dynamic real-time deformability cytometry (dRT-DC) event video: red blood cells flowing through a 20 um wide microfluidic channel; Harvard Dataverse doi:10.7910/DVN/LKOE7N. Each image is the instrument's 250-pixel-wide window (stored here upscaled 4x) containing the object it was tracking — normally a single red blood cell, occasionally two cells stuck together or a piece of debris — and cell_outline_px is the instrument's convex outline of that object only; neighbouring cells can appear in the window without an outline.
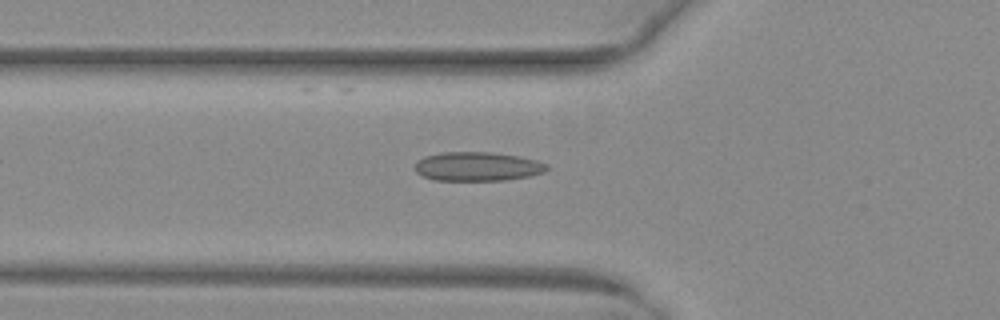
{"species": "common noctule bat (a hibernating species)", "species_latin": "Nyctalus noctula", "temperature_condition": "warm", "stored_images_in_passage": 30, "camera_frame_rate_fps": 3000, "um_per_image_px": 0.085, "animal": {"sex": "female", "body_mass_g": 29.2, "forearm_length_mm": 56.3}, "frame": {"image": 1, "passage_image": 9, "time_ms": 2.667, "image_size_px": [1000, 320], "cell_outline_px": [[548, 168], [544, 172], [528, 176], [508, 180], [436, 180], [424, 176], [416, 172], [416, 160], [424, 156], [440, 152], [492, 152], [516, 156], [536, 160], [548, 164]], "centroid_in_image_um": [40.57, 14.14], "position_along_channel_um": 85.2, "area_um2": 22.25}}
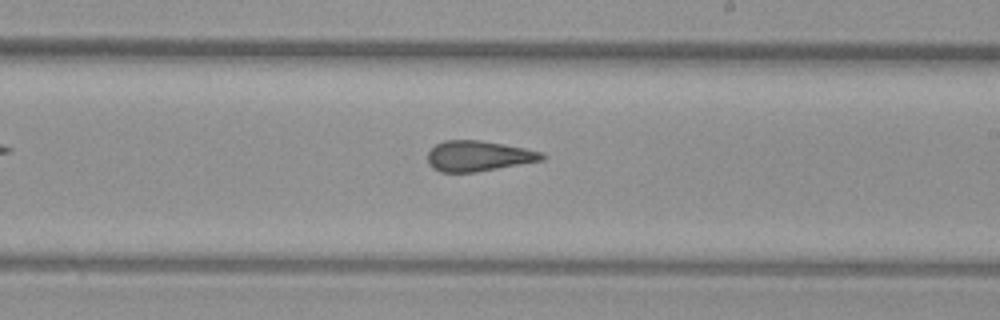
{"frame": {"image": 2, "passage_image": 21, "time_ms": 6.667, "image_size_px": [1000, 320], "cell_outline_px": [[544, 160], [476, 172], [440, 172], [432, 168], [428, 164], [428, 152], [436, 144], [444, 140], [480, 140], [504, 144], [544, 152]], "centroid_in_image_um": [40.66, 13.26], "position_along_channel_um": 248.3, "area_um2": 20.35}}
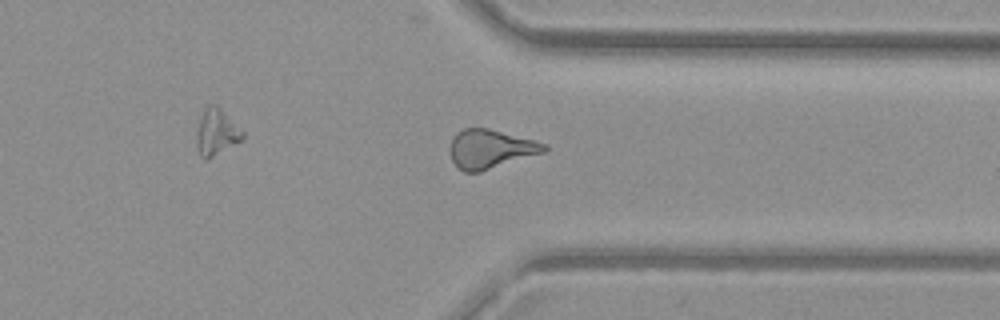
{"frame": {"image": 3, "passage_image": 30, "time_ms": 9.667, "image_size_px": [1000, 320], "cell_outline_px": [[548, 152], [480, 172], [464, 172], [456, 168], [452, 160], [448, 148], [456, 132], [464, 128], [488, 128], [548, 144]], "centroid_in_image_um": [41.7, 12.68], "position_along_channel_um": 369.7, "area_um2": 21.73}, "authors_computed_cell_mechanics": {"area_um2": 20.8947, "velocity_mm_per_s": 4.0736, "shape_relaxation_time_tau1_ms": null, "shape_relaxation_time_tau2_ms": 1.8172, "deformation_change_tau1": null, "deformation_change_tau2": 0.0901}}